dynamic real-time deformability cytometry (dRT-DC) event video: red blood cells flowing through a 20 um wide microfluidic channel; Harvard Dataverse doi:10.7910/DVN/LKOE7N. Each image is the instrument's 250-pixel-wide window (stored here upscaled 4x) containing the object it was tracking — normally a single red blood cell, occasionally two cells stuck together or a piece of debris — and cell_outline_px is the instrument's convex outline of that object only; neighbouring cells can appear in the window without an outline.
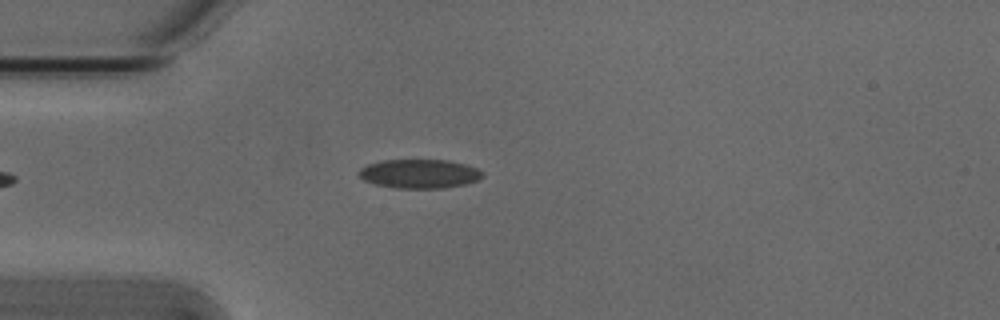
{"species": "Egyptian fruit bat (a non-hibernating species)", "species_latin": "Rousettus aegyptiacus", "temperature_condition": "cold", "stored_images_in_passage": 43, "camera_frame_rate_fps": 3000, "um_per_image_px": 0.085, "animal": {"sex": "male"}, "frame": {"image": 1, "passage_image": 9, "time_ms": 2.667, "image_size_px": [1000, 320], "cell_outline_px": [[484, 176], [476, 180], [464, 184], [444, 188], [396, 188], [376, 184], [364, 180], [356, 172], [360, 168], [368, 164], [380, 160], [448, 160], [464, 164], [476, 168], [484, 172]], "centroid_in_image_um": [35.63, 14.76], "position_along_channel_um": 49.4, "area_um2": 20.87}}
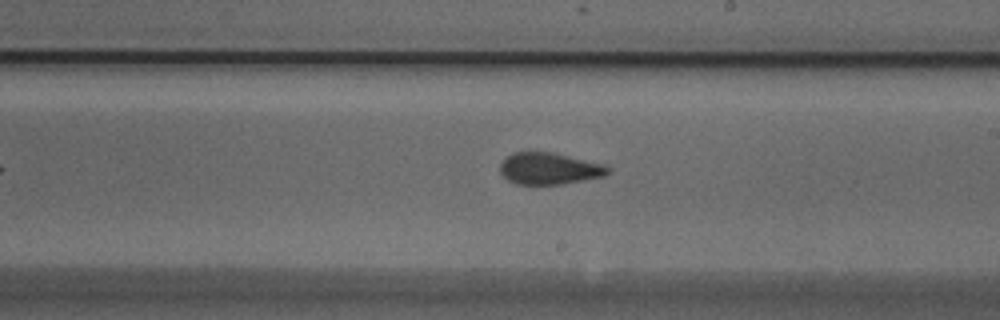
{"frame": {"image": 2, "passage_image": 25, "time_ms": 8.0, "image_size_px": [1000, 320], "cell_outline_px": [[612, 168], [604, 176], [560, 184], [516, 184], [508, 180], [500, 172], [500, 164], [512, 152], [552, 152], [608, 164]], "centroid_in_image_um": [46.73, 14.31], "position_along_channel_um": 242.3, "area_um2": 20.0}}
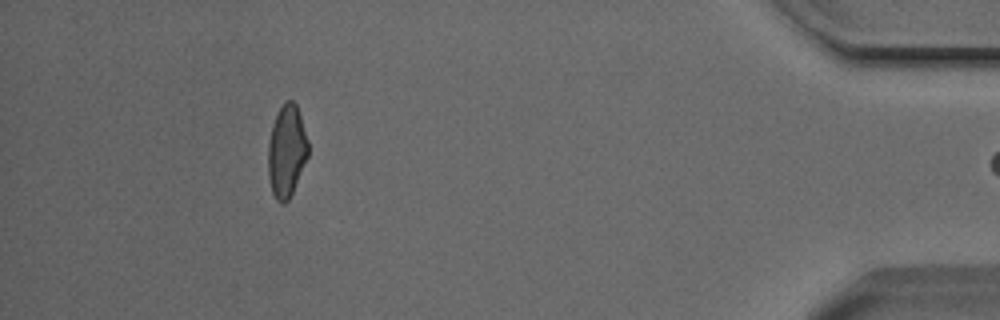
{"frame": {"image": 3, "passage_image": 42, "time_ms": 13.667, "image_size_px": [1000, 320], "cell_outline_px": [[308, 156], [292, 192], [288, 200], [284, 204], [280, 204], [276, 200], [272, 192], [268, 176], [268, 144], [272, 124], [280, 108], [288, 100], [292, 100], [296, 104], [308, 140]], "centroid_in_image_um": [24.35, 12.87], "position_along_channel_um": 410.8, "area_um2": 21.33}}